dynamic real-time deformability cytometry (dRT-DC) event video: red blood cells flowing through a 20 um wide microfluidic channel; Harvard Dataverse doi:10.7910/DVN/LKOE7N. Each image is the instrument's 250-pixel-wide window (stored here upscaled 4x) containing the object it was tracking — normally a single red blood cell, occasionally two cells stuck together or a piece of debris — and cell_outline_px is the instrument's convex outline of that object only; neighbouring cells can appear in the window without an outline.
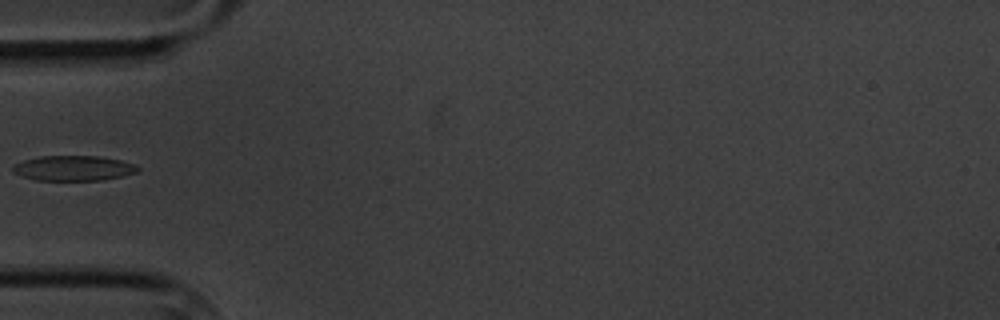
{"species": "common noctule bat (a hibernating species)", "species_latin": "Nyctalus noctula", "temperature_condition": "cold", "stored_images_in_passage": 7, "camera_frame_rate_fps": 3000, "um_per_image_px": 0.085, "animal": {"sex": "male", "body_mass_g": 20.1, "forearm_length_mm": 53.5}, "frame": {"image": 1, "passage_image": 6, "time_ms": 6.0, "image_size_px": [1000, 320], "cell_outline_px": [[140, 168], [136, 172], [124, 176], [104, 180], [36, 180], [12, 172], [12, 168], [16, 164], [24, 160], [40, 156], [100, 156], [120, 160], [136, 164]], "centroid_in_image_um": [6.29, 14.29], "position_along_channel_um": 78.7, "area_um2": 18.26}}
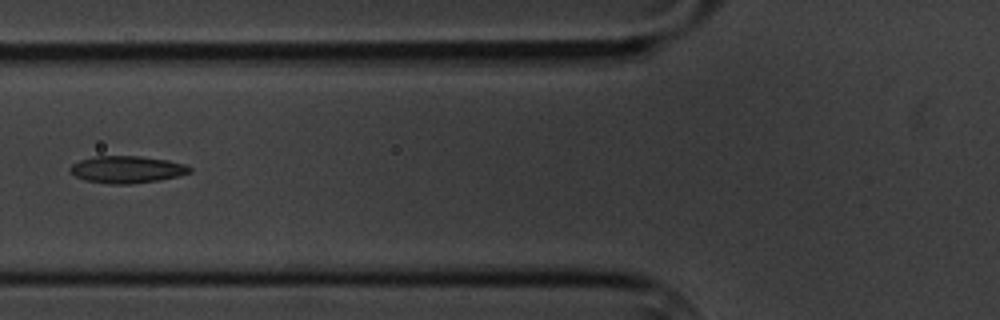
{"frame": {"image": 2, "passage_image": 7, "time_ms": 7.0, "image_size_px": [1000, 320], "cell_outline_px": [[192, 172], [160, 180], [132, 184], [108, 184], [84, 180], [76, 176], [68, 168], [72, 164], [80, 160], [96, 156], [140, 156], [168, 160], [188, 164], [192, 168]], "centroid_in_image_um": [10.82, 14.4], "position_along_channel_um": 115.0, "area_um2": 19.02}}